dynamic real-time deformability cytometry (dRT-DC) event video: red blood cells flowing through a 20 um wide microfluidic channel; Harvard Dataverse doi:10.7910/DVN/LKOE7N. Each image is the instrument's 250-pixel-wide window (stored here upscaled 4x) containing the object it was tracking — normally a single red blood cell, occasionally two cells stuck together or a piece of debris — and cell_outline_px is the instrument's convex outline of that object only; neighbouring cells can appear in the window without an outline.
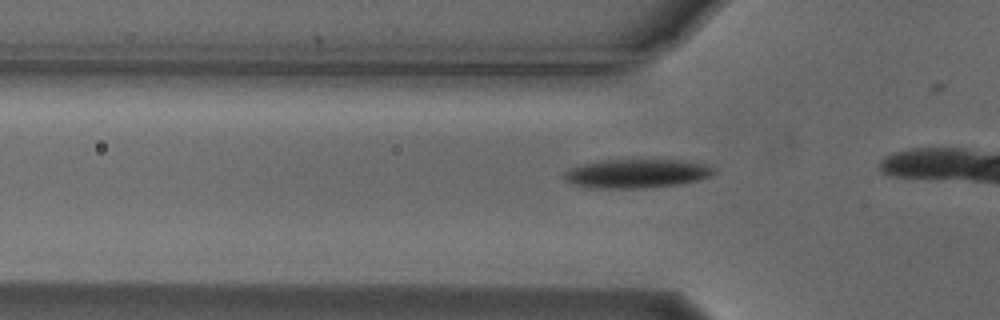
{"species": "Egyptian fruit bat (a non-hibernating species)", "species_latin": "Rousettus aegyptiacus", "temperature_condition": "cold", "stored_images_in_passage": 15, "camera_frame_rate_fps": 3000, "um_per_image_px": 0.085, "animal": {"sex": "male"}, "frame": {"image": 1, "passage_image": 12, "time_ms": 3.667, "image_size_px": [1000, 320], "cell_outline_px": [[716, 172], [700, 180], [684, 184], [648, 188], [600, 188], [572, 184], [564, 180], [564, 172], [568, 168], [600, 160], [680, 160], [704, 164], [712, 168]], "centroid_in_image_um": [54.11, 14.76], "position_along_channel_um": 71.7, "area_um2": 25.2}}